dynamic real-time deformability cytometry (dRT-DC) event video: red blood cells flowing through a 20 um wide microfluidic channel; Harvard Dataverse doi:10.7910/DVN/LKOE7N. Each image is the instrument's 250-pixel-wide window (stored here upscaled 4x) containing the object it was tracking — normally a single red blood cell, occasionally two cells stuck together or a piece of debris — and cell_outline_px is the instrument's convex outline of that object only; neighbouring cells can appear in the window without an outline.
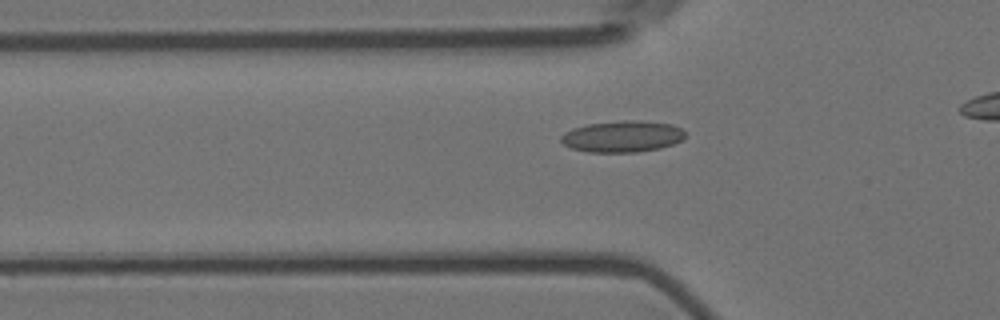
{"species": "Egyptian fruit bat (a non-hibernating species)", "species_latin": "Rousettus aegyptiacus", "temperature_condition": "room temperature", "stored_images_in_passage": 40, "camera_frame_rate_fps": 3000, "um_per_image_px": 0.085, "animal": {"sex": "female"}, "frame": {"image": 1, "passage_image": 12, "time_ms": 3.667, "image_size_px": [1000, 320], "cell_outline_px": [[684, 140], [660, 148], [636, 152], [588, 152], [572, 148], [564, 144], [560, 140], [560, 136], [564, 132], [572, 128], [588, 124], [624, 120], [640, 120], [672, 124], [680, 128], [684, 132]], "centroid_in_image_um": [52.89, 11.59], "position_along_channel_um": 72.9, "area_um2": 22.77}}
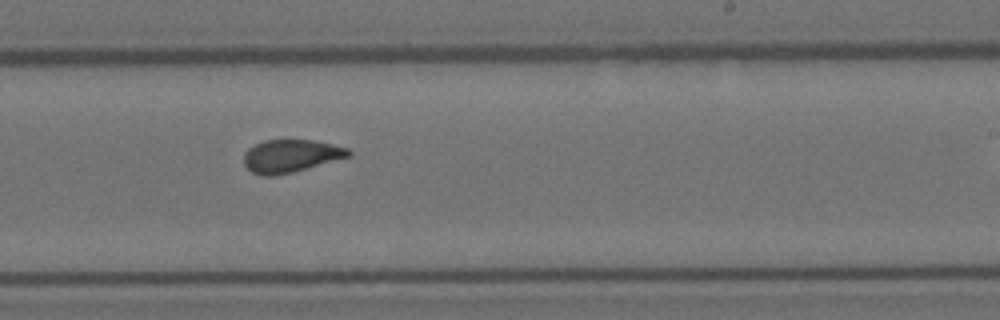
{"frame": {"image": 2, "passage_image": 28, "time_ms": 9.0, "image_size_px": [1000, 320], "cell_outline_px": [[352, 152], [348, 156], [292, 172], [276, 176], [260, 176], [252, 172], [244, 164], [244, 152], [248, 148], [264, 140], [316, 140], [348, 148]], "centroid_in_image_um": [24.67, 13.25], "position_along_channel_um": 264.3, "area_um2": 19.83}}
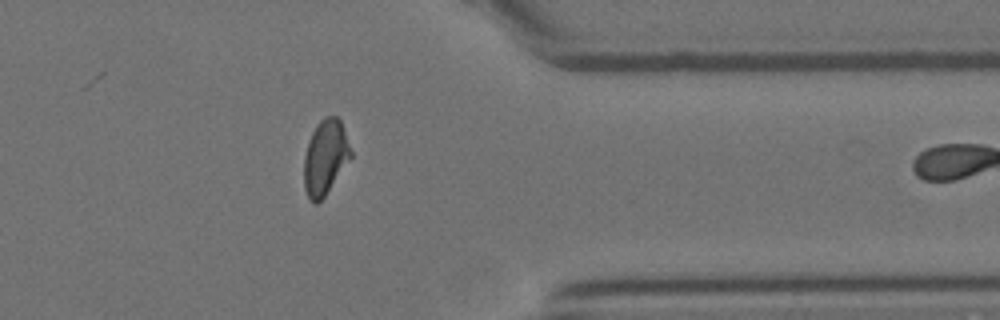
{"frame": {"image": 3, "passage_image": 39, "time_ms": 12.667, "image_size_px": [1000, 320], "cell_outline_px": [[352, 156], [324, 196], [316, 204], [312, 204], [304, 188], [304, 156], [308, 140], [316, 124], [324, 116], [336, 116], [340, 120], [352, 152]], "centroid_in_image_um": [27.63, 13.36], "position_along_channel_um": 383.8, "area_um2": 20.29}}